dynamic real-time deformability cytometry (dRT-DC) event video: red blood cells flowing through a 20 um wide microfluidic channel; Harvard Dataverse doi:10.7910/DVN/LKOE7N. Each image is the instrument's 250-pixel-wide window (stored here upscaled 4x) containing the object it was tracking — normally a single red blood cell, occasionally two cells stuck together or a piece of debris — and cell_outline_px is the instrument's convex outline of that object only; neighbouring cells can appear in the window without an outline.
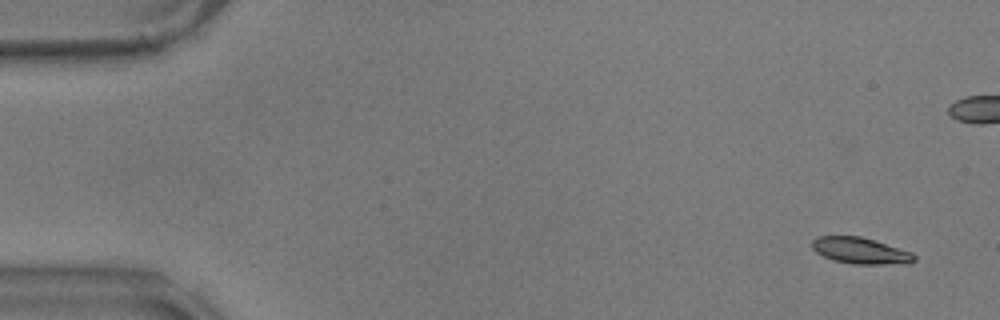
{"species": "common noctule bat (a hibernating species)", "species_latin": "Nyctalus noctula", "temperature_condition": "warm", "stored_images_in_passage": 19, "camera_frame_rate_fps": 3000, "um_per_image_px": 0.085, "animal": {"sex": "male", "body_mass_g": 17.9}, "frame": {"image": 1, "passage_image": 4, "time_ms": 1.0, "image_size_px": [1000, 320], "cell_outline_px": [[916, 260], [908, 264], [852, 264], [832, 260], [816, 252], [812, 248], [812, 240], [816, 236], [860, 236], [912, 252], [916, 256]], "centroid_in_image_um": [73.14, 21.32], "position_along_channel_um": 11.9, "area_um2": 15.72}}